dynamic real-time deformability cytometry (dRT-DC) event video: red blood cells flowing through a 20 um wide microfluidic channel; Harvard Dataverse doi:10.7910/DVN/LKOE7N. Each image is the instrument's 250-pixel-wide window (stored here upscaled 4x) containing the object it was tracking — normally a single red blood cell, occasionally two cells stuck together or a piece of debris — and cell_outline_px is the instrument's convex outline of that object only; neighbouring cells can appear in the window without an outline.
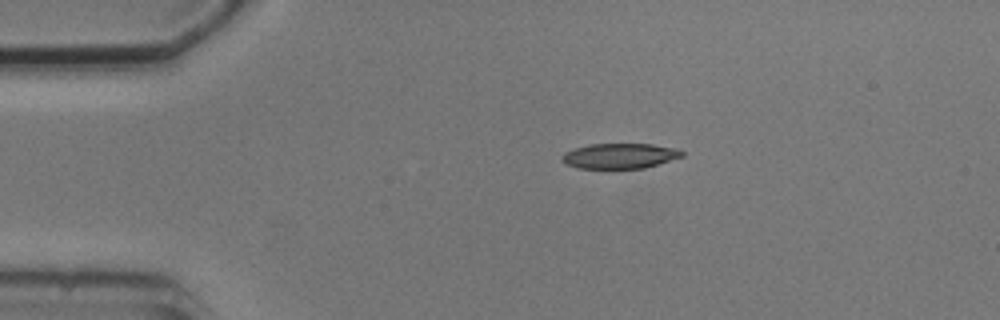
{"species": "common noctule bat (a hibernating species)", "species_latin": "Nyctalus noctula", "temperature_condition": "cold", "stored_images_in_passage": 5, "camera_frame_rate_fps": 3000, "um_per_image_px": 0.085, "animal": {"sex": "male", "body_mass_g": 20.5, "forearm_length_mm": 52.5}, "frame": {"image": 1, "passage_image": 1, "time_ms": 0.0, "image_size_px": [1000, 320], "cell_outline_px": [[684, 156], [644, 168], [580, 168], [564, 164], [560, 160], [560, 156], [564, 152], [588, 144], [652, 144], [676, 148], [684, 152]], "centroid_in_image_um": [52.65, 13.25], "position_along_channel_um": 32.4, "area_um2": 17.69}}
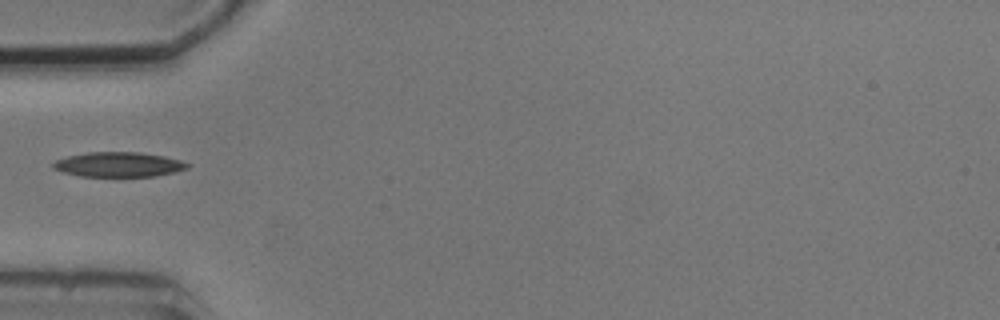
{"frame": {"image": 2, "passage_image": 3, "time_ms": 2.333, "image_size_px": [1000, 320], "cell_outline_px": [[192, 164], [188, 168], [156, 176], [80, 176], [64, 172], [52, 168], [52, 164], [56, 160], [68, 156], [88, 152], [140, 152], [164, 156], [180, 160]], "centroid_in_image_um": [10.09, 13.97], "position_along_channel_um": 74.9, "area_um2": 19.31}}
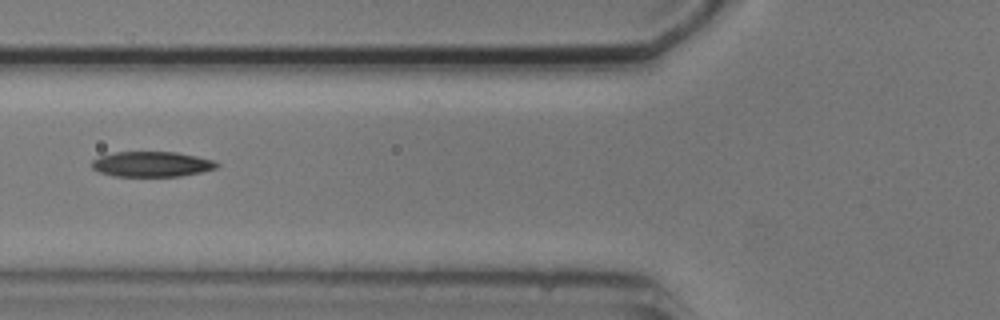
{"frame": {"image": 3, "passage_image": 4, "time_ms": 3.333, "image_size_px": [1000, 320], "cell_outline_px": [[220, 164], [216, 168], [200, 172], [180, 176], [112, 176], [100, 172], [92, 168], [92, 160], [100, 156], [116, 152], [176, 152], [216, 160]], "centroid_in_image_um": [12.91, 13.95], "position_along_channel_um": 112.9, "area_um2": 18.38}}